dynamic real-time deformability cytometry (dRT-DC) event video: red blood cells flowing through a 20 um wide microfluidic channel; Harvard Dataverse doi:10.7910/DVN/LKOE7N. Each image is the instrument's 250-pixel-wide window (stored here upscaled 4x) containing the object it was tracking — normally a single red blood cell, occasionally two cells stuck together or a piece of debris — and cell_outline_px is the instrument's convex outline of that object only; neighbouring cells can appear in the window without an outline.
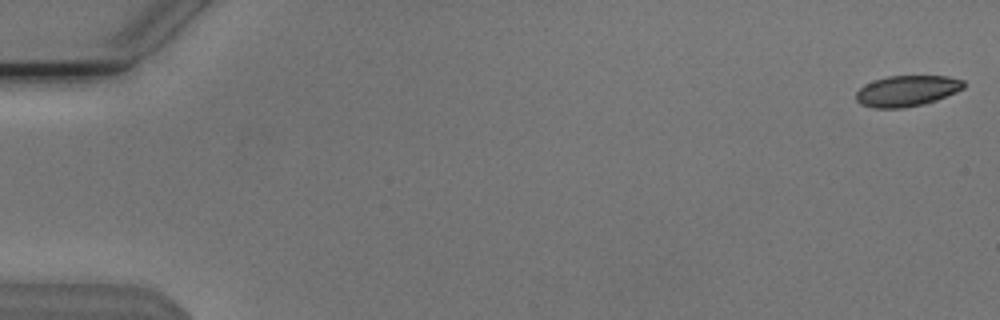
{"species": "Egyptian fruit bat (a non-hibernating species)", "species_latin": "Rousettus aegyptiacus", "temperature_condition": "cold", "stored_images_in_passage": 16, "camera_frame_rate_fps": 3000, "um_per_image_px": 0.085, "animal": {"sex": "male"}, "frame": {"image": 1, "passage_image": 1, "time_ms": 0.0, "image_size_px": [1000, 320], "cell_outline_px": [[964, 88], [956, 92], [936, 100], [924, 104], [900, 108], [872, 108], [860, 104], [856, 100], [856, 92], [864, 84], [888, 76], [948, 76], [964, 80]], "centroid_in_image_um": [77.08, 7.73], "position_along_channel_um": 7.9, "area_um2": 19.36}}
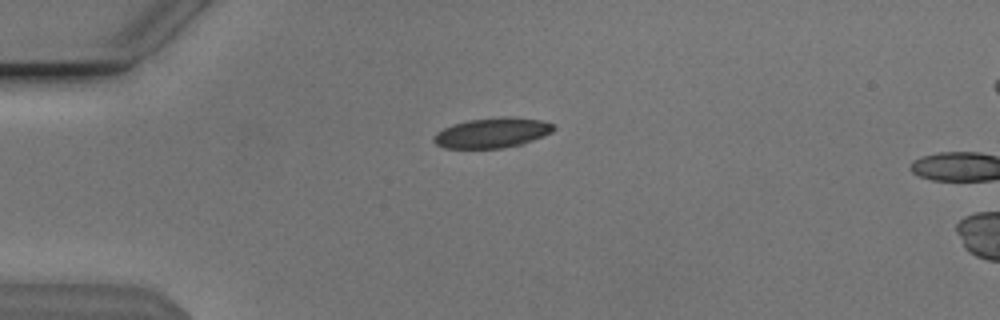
{"frame": {"image": 2, "passage_image": 14, "time_ms": 4.333, "image_size_px": [1000, 320], "cell_outline_px": [[556, 128], [552, 132], [532, 140], [520, 144], [500, 148], [444, 148], [436, 144], [432, 140], [432, 136], [436, 132], [452, 124], [468, 120], [504, 116], [508, 116], [544, 120], [552, 124]], "centroid_in_image_um": [41.81, 11.27], "position_along_channel_um": 43.2, "area_um2": 21.04}}